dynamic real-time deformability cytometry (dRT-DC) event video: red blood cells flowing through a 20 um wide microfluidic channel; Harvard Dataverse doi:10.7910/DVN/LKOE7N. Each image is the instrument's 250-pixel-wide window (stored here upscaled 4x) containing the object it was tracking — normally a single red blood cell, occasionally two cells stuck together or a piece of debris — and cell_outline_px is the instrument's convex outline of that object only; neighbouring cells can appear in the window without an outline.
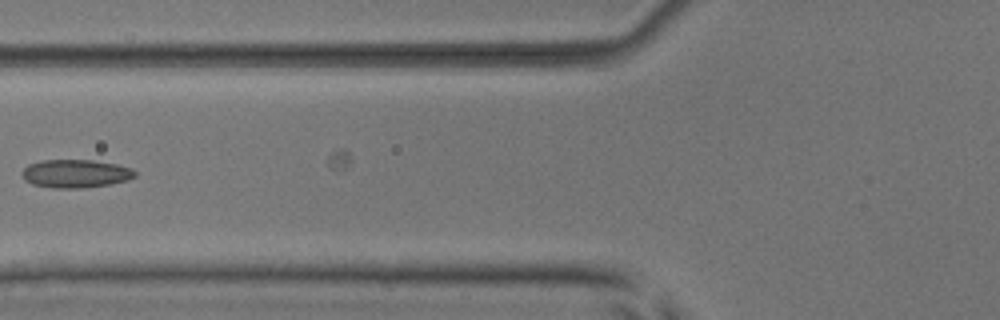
{"species": "common noctule bat (a hibernating species)", "species_latin": "Nyctalus noctula", "temperature_condition": "room temperature", "stored_images_in_passage": 5, "camera_frame_rate_fps": 3000, "um_per_image_px": 0.085, "animal": {"sex": "male", "body_mass_g": 17.9, "forearm_length_mm": 54.2}, "frame": {"image": 1, "passage_image": 5, "time_ms": 4.333, "image_size_px": [1000, 320], "cell_outline_px": [[136, 176], [128, 180], [108, 184], [80, 188], [52, 188], [32, 184], [24, 180], [20, 172], [28, 164], [44, 160], [92, 160], [116, 164], [132, 168], [136, 172]], "centroid_in_image_um": [6.4, 14.75], "position_along_channel_um": 119.4, "area_um2": 18.61}}